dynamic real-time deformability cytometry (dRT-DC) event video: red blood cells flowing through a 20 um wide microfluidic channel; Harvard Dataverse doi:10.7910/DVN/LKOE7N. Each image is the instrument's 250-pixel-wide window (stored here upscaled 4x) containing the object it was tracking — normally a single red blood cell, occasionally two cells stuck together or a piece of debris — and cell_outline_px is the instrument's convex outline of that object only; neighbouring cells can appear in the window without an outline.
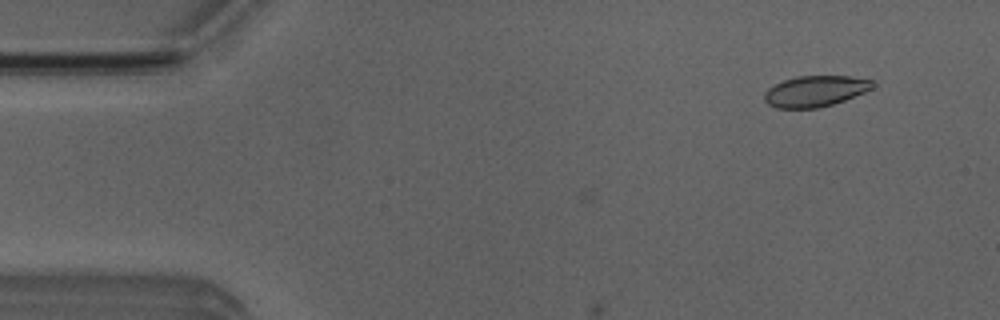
{"species": "Egyptian fruit bat (a non-hibernating species)", "species_latin": "Rousettus aegyptiacus", "temperature_condition": "room temperature", "stored_images_in_passage": 9, "camera_frame_rate_fps": 3000, "um_per_image_px": 0.085, "animal": {"sex": "male"}, "frame": {"image": 1, "passage_image": 2, "time_ms": 0.333, "image_size_px": [1000, 320], "cell_outline_px": [[876, 84], [872, 88], [864, 92], [844, 100], [832, 104], [816, 108], [776, 108], [768, 104], [764, 100], [764, 92], [772, 84], [796, 76], [848, 76], [872, 80]], "centroid_in_image_um": [69.26, 7.74], "position_along_channel_um": 15.7, "area_um2": 19.54}}